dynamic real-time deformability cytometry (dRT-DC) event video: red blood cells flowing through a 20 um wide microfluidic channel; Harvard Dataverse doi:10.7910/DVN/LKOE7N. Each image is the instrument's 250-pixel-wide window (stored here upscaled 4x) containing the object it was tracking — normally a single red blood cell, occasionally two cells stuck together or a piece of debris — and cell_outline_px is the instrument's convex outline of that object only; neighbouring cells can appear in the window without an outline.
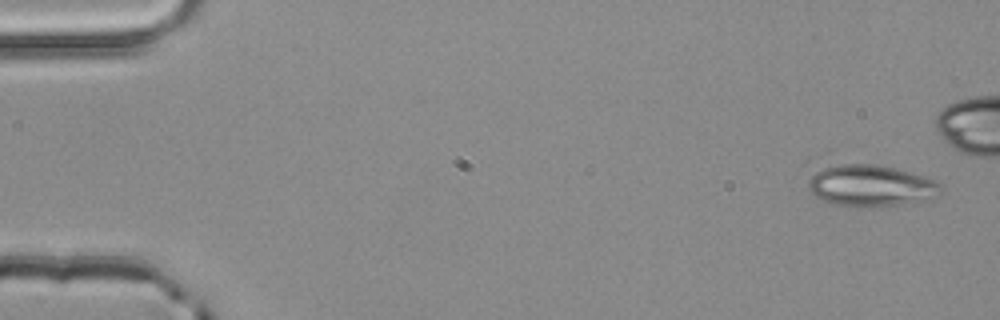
{"species": "common noctule bat (a hibernating species)", "species_latin": "Nyctalus noctula", "temperature_condition": "room temperature", "stored_images_in_passage": 5, "camera_frame_rate_fps": 3000, "um_per_image_px": 0.085, "animal": {"sex": "male", "body_mass_g": 20.4}, "frame": {"image": 1, "passage_image": 1, "time_ms": 0.0, "image_size_px": [1000, 320], "cell_outline_px": [[940, 192], [936, 196], [912, 204], [852, 208], [836, 204], [824, 200], [816, 196], [808, 188], [808, 180], [816, 172], [824, 168], [840, 164], [884, 164], [924, 176], [936, 180], [940, 184]], "centroid_in_image_um": [74.06, 15.79], "position_along_channel_um": 10.9, "area_um2": 32.31}}